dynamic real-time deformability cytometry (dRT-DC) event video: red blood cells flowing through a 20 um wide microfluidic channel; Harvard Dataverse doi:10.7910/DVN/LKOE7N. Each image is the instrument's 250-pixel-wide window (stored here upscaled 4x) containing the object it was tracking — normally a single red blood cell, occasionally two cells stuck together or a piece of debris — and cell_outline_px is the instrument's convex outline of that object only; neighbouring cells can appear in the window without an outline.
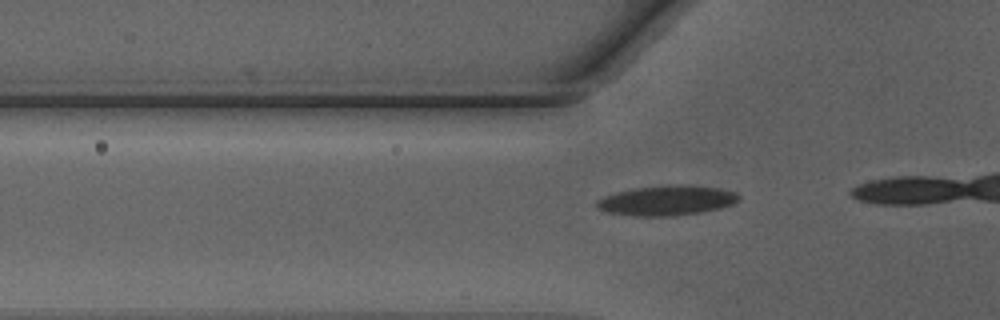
{"species": "Egyptian fruit bat (a non-hibernating species)", "species_latin": "Rousettus aegyptiacus", "temperature_condition": "warm", "stored_images_in_passage": 10, "camera_frame_rate_fps": 3000, "um_per_image_px": 0.085, "animal": {"sex": "male"}, "frame": {"image": 1, "passage_image": 5, "time_ms": 1.333, "image_size_px": [1000, 320], "cell_outline_px": [[740, 200], [732, 204], [720, 208], [700, 212], [668, 216], [632, 216], [604, 212], [596, 208], [596, 200], [604, 196], [616, 192], [632, 188], [664, 184], [692, 184], [716, 188], [736, 192], [740, 196]], "centroid_in_image_um": [56.63, 17.02], "position_along_channel_um": 69.2, "area_um2": 25.2}}
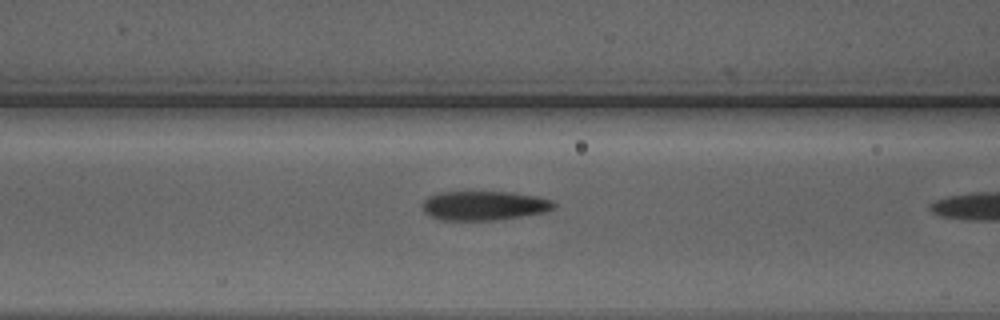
{"frame": {"image": 2, "passage_image": 9, "time_ms": 2.667, "image_size_px": [1000, 320], "cell_outline_px": [[556, 204], [552, 208], [544, 212], [496, 220], [440, 220], [424, 212], [424, 200], [428, 196], [440, 192], [512, 192], [536, 196], [552, 200]], "centroid_in_image_um": [41.14, 17.47], "position_along_channel_um": 125.5, "area_um2": 22.2}}